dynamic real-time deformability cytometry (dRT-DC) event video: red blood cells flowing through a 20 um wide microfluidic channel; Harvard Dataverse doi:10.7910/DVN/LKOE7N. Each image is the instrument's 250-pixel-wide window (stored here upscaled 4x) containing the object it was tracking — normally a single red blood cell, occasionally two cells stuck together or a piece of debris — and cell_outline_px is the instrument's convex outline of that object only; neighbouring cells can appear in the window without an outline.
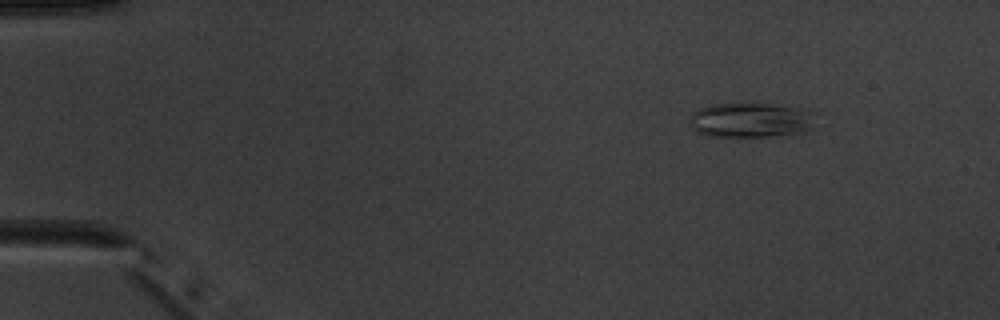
{"species": "common noctule bat (a hibernating species)", "species_latin": "Nyctalus noctula", "temperature_condition": "warm", "stored_images_in_passage": 6, "camera_frame_rate_fps": 3000, "um_per_image_px": 0.085, "animal": {"sex": "male", "body_mass_g": 20.1, "forearm_length_mm": 53.5}, "frame": {"image": 1, "passage_image": 2, "time_ms": 1.333, "image_size_px": [1000, 320], "cell_outline_px": [[816, 128], [804, 132], [768, 136], [708, 136], [700, 132], [688, 120], [692, 112], [700, 108], [712, 104], [740, 100], [768, 104], [816, 112]], "centroid_in_image_um": [63.85, 10.17], "position_along_channel_um": 21.1, "area_um2": 26.13}}
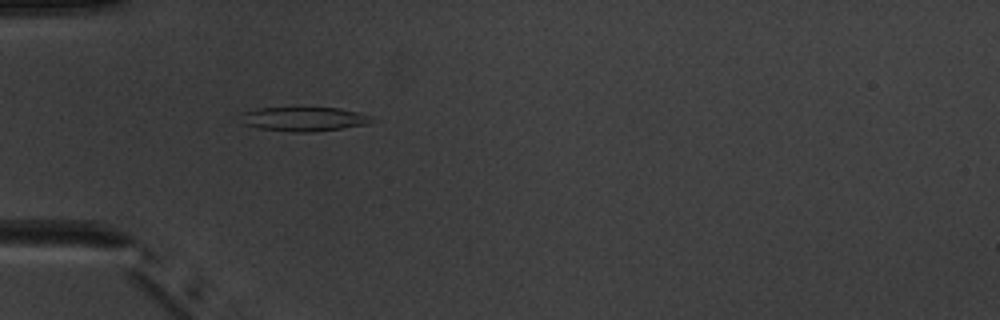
{"frame": {"image": 2, "passage_image": 5, "time_ms": 4.667, "image_size_px": [1000, 320], "cell_outline_px": [[372, 116], [368, 124], [312, 132], [292, 132], [256, 128], [244, 124], [240, 112], [256, 108], [340, 108]], "centroid_in_image_um": [25.76, 10.12], "position_along_channel_um": 59.2, "area_um2": 18.32}}